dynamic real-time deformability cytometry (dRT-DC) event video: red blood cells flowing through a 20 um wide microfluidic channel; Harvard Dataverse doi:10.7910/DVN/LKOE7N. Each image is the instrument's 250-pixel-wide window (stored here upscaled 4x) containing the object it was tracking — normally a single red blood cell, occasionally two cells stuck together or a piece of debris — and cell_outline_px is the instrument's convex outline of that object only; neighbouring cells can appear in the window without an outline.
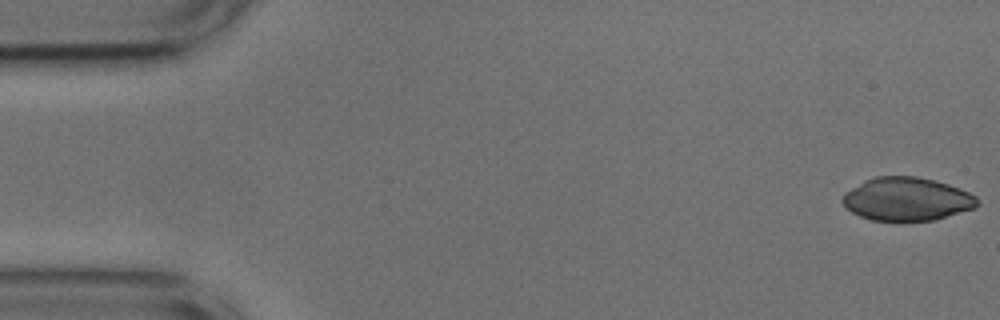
{"species": "common noctule bat (a hibernating species)", "species_latin": "Nyctalus noctula", "temperature_condition": "cold", "stored_images_in_passage": 54, "camera_frame_rate_fps": 3000, "um_per_image_px": 0.085, "animal": {"sex": "male", "body_mass_g": 17.9, "forearm_length_mm": 54.2}, "frame": {"image": 1, "passage_image": 1, "time_ms": 0.0, "image_size_px": [1000, 320], "cell_outline_px": [[980, 204], [976, 208], [936, 220], [900, 224], [872, 220], [860, 216], [852, 212], [840, 200], [844, 192], [864, 180], [876, 176], [916, 176], [948, 184], [960, 188], [976, 196], [980, 200]], "centroid_in_image_um": [77.1, 16.97], "position_along_channel_um": 7.9, "area_um2": 35.08}}